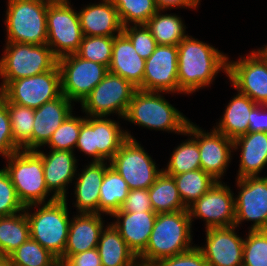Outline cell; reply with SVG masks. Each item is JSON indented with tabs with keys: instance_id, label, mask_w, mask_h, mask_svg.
<instances>
[{
	"instance_id": "6da1fadb",
	"label": "cell",
	"mask_w": 267,
	"mask_h": 266,
	"mask_svg": "<svg viewBox=\"0 0 267 266\" xmlns=\"http://www.w3.org/2000/svg\"><path fill=\"white\" fill-rule=\"evenodd\" d=\"M178 83L184 94L211 86L220 71L227 76L228 56L215 46L187 35L178 45Z\"/></svg>"
},
{
	"instance_id": "7a4b0ae2",
	"label": "cell",
	"mask_w": 267,
	"mask_h": 266,
	"mask_svg": "<svg viewBox=\"0 0 267 266\" xmlns=\"http://www.w3.org/2000/svg\"><path fill=\"white\" fill-rule=\"evenodd\" d=\"M191 218L188 210L158 213L145 251L138 257L139 266H153L159 260L192 249Z\"/></svg>"
},
{
	"instance_id": "3957f363",
	"label": "cell",
	"mask_w": 267,
	"mask_h": 266,
	"mask_svg": "<svg viewBox=\"0 0 267 266\" xmlns=\"http://www.w3.org/2000/svg\"><path fill=\"white\" fill-rule=\"evenodd\" d=\"M67 201V198L56 199L24 208L30 226V238L58 259L64 254L71 221Z\"/></svg>"
},
{
	"instance_id": "277c9868",
	"label": "cell",
	"mask_w": 267,
	"mask_h": 266,
	"mask_svg": "<svg viewBox=\"0 0 267 266\" xmlns=\"http://www.w3.org/2000/svg\"><path fill=\"white\" fill-rule=\"evenodd\" d=\"M165 92H148L137 89L130 101L124 119L132 124L156 131L184 135L190 122L183 113L163 97Z\"/></svg>"
},
{
	"instance_id": "5b68a950",
	"label": "cell",
	"mask_w": 267,
	"mask_h": 266,
	"mask_svg": "<svg viewBox=\"0 0 267 266\" xmlns=\"http://www.w3.org/2000/svg\"><path fill=\"white\" fill-rule=\"evenodd\" d=\"M5 160L7 164L4 169L24 207L56 200L47 189L42 158L34 150L20 149ZM48 195H51L49 199Z\"/></svg>"
},
{
	"instance_id": "8992f818",
	"label": "cell",
	"mask_w": 267,
	"mask_h": 266,
	"mask_svg": "<svg viewBox=\"0 0 267 266\" xmlns=\"http://www.w3.org/2000/svg\"><path fill=\"white\" fill-rule=\"evenodd\" d=\"M52 0H7V42L46 44L47 9Z\"/></svg>"
},
{
	"instance_id": "52a82bcc",
	"label": "cell",
	"mask_w": 267,
	"mask_h": 266,
	"mask_svg": "<svg viewBox=\"0 0 267 266\" xmlns=\"http://www.w3.org/2000/svg\"><path fill=\"white\" fill-rule=\"evenodd\" d=\"M0 58V91L13 80L52 70L58 62L47 44L6 42Z\"/></svg>"
},
{
	"instance_id": "ba28073f",
	"label": "cell",
	"mask_w": 267,
	"mask_h": 266,
	"mask_svg": "<svg viewBox=\"0 0 267 266\" xmlns=\"http://www.w3.org/2000/svg\"><path fill=\"white\" fill-rule=\"evenodd\" d=\"M119 125L108 117L85 115L75 149L93 157L91 162H109L128 138L135 139Z\"/></svg>"
},
{
	"instance_id": "9c48e42d",
	"label": "cell",
	"mask_w": 267,
	"mask_h": 266,
	"mask_svg": "<svg viewBox=\"0 0 267 266\" xmlns=\"http://www.w3.org/2000/svg\"><path fill=\"white\" fill-rule=\"evenodd\" d=\"M46 22V44L57 58L79 50L83 33L78 12L69 0H52L48 4Z\"/></svg>"
},
{
	"instance_id": "30bf717a",
	"label": "cell",
	"mask_w": 267,
	"mask_h": 266,
	"mask_svg": "<svg viewBox=\"0 0 267 266\" xmlns=\"http://www.w3.org/2000/svg\"><path fill=\"white\" fill-rule=\"evenodd\" d=\"M137 90L121 76L107 72L91 93L80 103L86 116L118 114L124 119L134 92Z\"/></svg>"
},
{
	"instance_id": "8fae6325",
	"label": "cell",
	"mask_w": 267,
	"mask_h": 266,
	"mask_svg": "<svg viewBox=\"0 0 267 266\" xmlns=\"http://www.w3.org/2000/svg\"><path fill=\"white\" fill-rule=\"evenodd\" d=\"M0 95L7 103L37 109L62 95L58 65L44 73L10 81Z\"/></svg>"
},
{
	"instance_id": "7c38bea8",
	"label": "cell",
	"mask_w": 267,
	"mask_h": 266,
	"mask_svg": "<svg viewBox=\"0 0 267 266\" xmlns=\"http://www.w3.org/2000/svg\"><path fill=\"white\" fill-rule=\"evenodd\" d=\"M254 50L237 61H229L228 58L227 77L237 92L248 96L256 104L267 105L266 47Z\"/></svg>"
},
{
	"instance_id": "4fadbf2b",
	"label": "cell",
	"mask_w": 267,
	"mask_h": 266,
	"mask_svg": "<svg viewBox=\"0 0 267 266\" xmlns=\"http://www.w3.org/2000/svg\"><path fill=\"white\" fill-rule=\"evenodd\" d=\"M57 65L62 94L73 103H81L108 72L106 66L85 60L76 53L58 58Z\"/></svg>"
},
{
	"instance_id": "5bb4252c",
	"label": "cell",
	"mask_w": 267,
	"mask_h": 266,
	"mask_svg": "<svg viewBox=\"0 0 267 266\" xmlns=\"http://www.w3.org/2000/svg\"><path fill=\"white\" fill-rule=\"evenodd\" d=\"M126 181L130 190L149 189L163 171L136 139H127L109 161Z\"/></svg>"
},
{
	"instance_id": "9a60e30c",
	"label": "cell",
	"mask_w": 267,
	"mask_h": 266,
	"mask_svg": "<svg viewBox=\"0 0 267 266\" xmlns=\"http://www.w3.org/2000/svg\"><path fill=\"white\" fill-rule=\"evenodd\" d=\"M238 195L235 202V226L252 221L249 230H267V176L236 179Z\"/></svg>"
},
{
	"instance_id": "2e32d148",
	"label": "cell",
	"mask_w": 267,
	"mask_h": 266,
	"mask_svg": "<svg viewBox=\"0 0 267 266\" xmlns=\"http://www.w3.org/2000/svg\"><path fill=\"white\" fill-rule=\"evenodd\" d=\"M223 181H217L204 195L188 207L191 218L203 219L205 230L235 225L234 193Z\"/></svg>"
},
{
	"instance_id": "e0dca14e",
	"label": "cell",
	"mask_w": 267,
	"mask_h": 266,
	"mask_svg": "<svg viewBox=\"0 0 267 266\" xmlns=\"http://www.w3.org/2000/svg\"><path fill=\"white\" fill-rule=\"evenodd\" d=\"M186 130L195 138L200 151L201 169L215 180L222 181L233 154V140L214 128L210 132L189 122ZM220 179V180H219Z\"/></svg>"
},
{
	"instance_id": "ac0fdd59",
	"label": "cell",
	"mask_w": 267,
	"mask_h": 266,
	"mask_svg": "<svg viewBox=\"0 0 267 266\" xmlns=\"http://www.w3.org/2000/svg\"><path fill=\"white\" fill-rule=\"evenodd\" d=\"M178 46L157 45L145 60L143 91L180 93L178 83Z\"/></svg>"
},
{
	"instance_id": "d6986e66",
	"label": "cell",
	"mask_w": 267,
	"mask_h": 266,
	"mask_svg": "<svg viewBox=\"0 0 267 266\" xmlns=\"http://www.w3.org/2000/svg\"><path fill=\"white\" fill-rule=\"evenodd\" d=\"M236 226L209 228L205 230L206 244L198 246L208 266H242L244 238Z\"/></svg>"
},
{
	"instance_id": "ffe728a7",
	"label": "cell",
	"mask_w": 267,
	"mask_h": 266,
	"mask_svg": "<svg viewBox=\"0 0 267 266\" xmlns=\"http://www.w3.org/2000/svg\"><path fill=\"white\" fill-rule=\"evenodd\" d=\"M34 151L42 158L47 189L56 199H65L68 184L72 183L78 171V159L74 152L52 149L48 153L40 149Z\"/></svg>"
},
{
	"instance_id": "44dd1931",
	"label": "cell",
	"mask_w": 267,
	"mask_h": 266,
	"mask_svg": "<svg viewBox=\"0 0 267 266\" xmlns=\"http://www.w3.org/2000/svg\"><path fill=\"white\" fill-rule=\"evenodd\" d=\"M72 106H74L72 101L62 94L34 109L31 150H37L48 143L53 132L72 113Z\"/></svg>"
},
{
	"instance_id": "7402d4cb",
	"label": "cell",
	"mask_w": 267,
	"mask_h": 266,
	"mask_svg": "<svg viewBox=\"0 0 267 266\" xmlns=\"http://www.w3.org/2000/svg\"><path fill=\"white\" fill-rule=\"evenodd\" d=\"M73 216L64 254L58 260H67L74 254L97 248L101 231L105 227L102 214L78 213Z\"/></svg>"
},
{
	"instance_id": "603a6c76",
	"label": "cell",
	"mask_w": 267,
	"mask_h": 266,
	"mask_svg": "<svg viewBox=\"0 0 267 266\" xmlns=\"http://www.w3.org/2000/svg\"><path fill=\"white\" fill-rule=\"evenodd\" d=\"M77 12L83 36L114 37L123 32L118 11L111 0L89 3Z\"/></svg>"
},
{
	"instance_id": "cb8c5ba5",
	"label": "cell",
	"mask_w": 267,
	"mask_h": 266,
	"mask_svg": "<svg viewBox=\"0 0 267 266\" xmlns=\"http://www.w3.org/2000/svg\"><path fill=\"white\" fill-rule=\"evenodd\" d=\"M156 216L154 211L114 212L111 215L116 218V221L111 223L137 258L146 249Z\"/></svg>"
},
{
	"instance_id": "d4e9b609",
	"label": "cell",
	"mask_w": 267,
	"mask_h": 266,
	"mask_svg": "<svg viewBox=\"0 0 267 266\" xmlns=\"http://www.w3.org/2000/svg\"><path fill=\"white\" fill-rule=\"evenodd\" d=\"M108 163V164H107ZM109 162H90L84 169L76 174L74 180V195L76 213H96L99 214L100 187L103 182ZM86 167V168H85Z\"/></svg>"
},
{
	"instance_id": "484cf974",
	"label": "cell",
	"mask_w": 267,
	"mask_h": 266,
	"mask_svg": "<svg viewBox=\"0 0 267 266\" xmlns=\"http://www.w3.org/2000/svg\"><path fill=\"white\" fill-rule=\"evenodd\" d=\"M144 70L145 60L136 52L130 39L123 32L114 36L108 71L121 76L143 91Z\"/></svg>"
},
{
	"instance_id": "4316f807",
	"label": "cell",
	"mask_w": 267,
	"mask_h": 266,
	"mask_svg": "<svg viewBox=\"0 0 267 266\" xmlns=\"http://www.w3.org/2000/svg\"><path fill=\"white\" fill-rule=\"evenodd\" d=\"M233 149L241 151L235 179L259 176L267 165V132H248L233 140Z\"/></svg>"
},
{
	"instance_id": "83f0119b",
	"label": "cell",
	"mask_w": 267,
	"mask_h": 266,
	"mask_svg": "<svg viewBox=\"0 0 267 266\" xmlns=\"http://www.w3.org/2000/svg\"><path fill=\"white\" fill-rule=\"evenodd\" d=\"M256 105L248 96L238 92L225 106L223 116L213 128L232 140L247 134L249 115Z\"/></svg>"
},
{
	"instance_id": "f1b7e54d",
	"label": "cell",
	"mask_w": 267,
	"mask_h": 266,
	"mask_svg": "<svg viewBox=\"0 0 267 266\" xmlns=\"http://www.w3.org/2000/svg\"><path fill=\"white\" fill-rule=\"evenodd\" d=\"M97 250L102 266H139L138 258L111 222L102 229Z\"/></svg>"
},
{
	"instance_id": "f546056e",
	"label": "cell",
	"mask_w": 267,
	"mask_h": 266,
	"mask_svg": "<svg viewBox=\"0 0 267 266\" xmlns=\"http://www.w3.org/2000/svg\"><path fill=\"white\" fill-rule=\"evenodd\" d=\"M152 209L155 213H173L188 210L178 193L173 176L162 171L148 189Z\"/></svg>"
},
{
	"instance_id": "4dcf8cb0",
	"label": "cell",
	"mask_w": 267,
	"mask_h": 266,
	"mask_svg": "<svg viewBox=\"0 0 267 266\" xmlns=\"http://www.w3.org/2000/svg\"><path fill=\"white\" fill-rule=\"evenodd\" d=\"M129 191L126 181L109 165L100 187L99 214L111 216L114 212L120 210Z\"/></svg>"
},
{
	"instance_id": "1f68e13d",
	"label": "cell",
	"mask_w": 267,
	"mask_h": 266,
	"mask_svg": "<svg viewBox=\"0 0 267 266\" xmlns=\"http://www.w3.org/2000/svg\"><path fill=\"white\" fill-rule=\"evenodd\" d=\"M30 238L25 211L0 217V256H9Z\"/></svg>"
},
{
	"instance_id": "d6a6232c",
	"label": "cell",
	"mask_w": 267,
	"mask_h": 266,
	"mask_svg": "<svg viewBox=\"0 0 267 266\" xmlns=\"http://www.w3.org/2000/svg\"><path fill=\"white\" fill-rule=\"evenodd\" d=\"M158 10L146 23L158 45L177 46L188 34L182 18L176 14H162Z\"/></svg>"
},
{
	"instance_id": "836d02e7",
	"label": "cell",
	"mask_w": 267,
	"mask_h": 266,
	"mask_svg": "<svg viewBox=\"0 0 267 266\" xmlns=\"http://www.w3.org/2000/svg\"><path fill=\"white\" fill-rule=\"evenodd\" d=\"M170 176H173L180 198L187 208L217 182V180L201 168Z\"/></svg>"
},
{
	"instance_id": "e575fe53",
	"label": "cell",
	"mask_w": 267,
	"mask_h": 266,
	"mask_svg": "<svg viewBox=\"0 0 267 266\" xmlns=\"http://www.w3.org/2000/svg\"><path fill=\"white\" fill-rule=\"evenodd\" d=\"M184 135H188L187 140L174 148L166 168H162L168 175H178L201 168L200 151L195 138L186 130Z\"/></svg>"
},
{
	"instance_id": "d590c367",
	"label": "cell",
	"mask_w": 267,
	"mask_h": 266,
	"mask_svg": "<svg viewBox=\"0 0 267 266\" xmlns=\"http://www.w3.org/2000/svg\"><path fill=\"white\" fill-rule=\"evenodd\" d=\"M14 144L22 150H31L34 109L7 103Z\"/></svg>"
},
{
	"instance_id": "8d00e7d4",
	"label": "cell",
	"mask_w": 267,
	"mask_h": 266,
	"mask_svg": "<svg viewBox=\"0 0 267 266\" xmlns=\"http://www.w3.org/2000/svg\"><path fill=\"white\" fill-rule=\"evenodd\" d=\"M14 266H56L58 258L29 238L8 256Z\"/></svg>"
},
{
	"instance_id": "74e56055",
	"label": "cell",
	"mask_w": 267,
	"mask_h": 266,
	"mask_svg": "<svg viewBox=\"0 0 267 266\" xmlns=\"http://www.w3.org/2000/svg\"><path fill=\"white\" fill-rule=\"evenodd\" d=\"M123 27L146 24L159 10L154 0H111Z\"/></svg>"
},
{
	"instance_id": "f35d334b",
	"label": "cell",
	"mask_w": 267,
	"mask_h": 266,
	"mask_svg": "<svg viewBox=\"0 0 267 266\" xmlns=\"http://www.w3.org/2000/svg\"><path fill=\"white\" fill-rule=\"evenodd\" d=\"M113 37L83 36L76 54L88 61L100 63L109 68L112 60Z\"/></svg>"
},
{
	"instance_id": "ab89813d",
	"label": "cell",
	"mask_w": 267,
	"mask_h": 266,
	"mask_svg": "<svg viewBox=\"0 0 267 266\" xmlns=\"http://www.w3.org/2000/svg\"><path fill=\"white\" fill-rule=\"evenodd\" d=\"M85 116H75L71 113L63 123L53 132L51 139L45 146L52 150H65L74 152L81 124Z\"/></svg>"
},
{
	"instance_id": "60d3db41",
	"label": "cell",
	"mask_w": 267,
	"mask_h": 266,
	"mask_svg": "<svg viewBox=\"0 0 267 266\" xmlns=\"http://www.w3.org/2000/svg\"><path fill=\"white\" fill-rule=\"evenodd\" d=\"M242 266H267V230H249L243 245Z\"/></svg>"
},
{
	"instance_id": "b9f144b4",
	"label": "cell",
	"mask_w": 267,
	"mask_h": 266,
	"mask_svg": "<svg viewBox=\"0 0 267 266\" xmlns=\"http://www.w3.org/2000/svg\"><path fill=\"white\" fill-rule=\"evenodd\" d=\"M123 33L130 39L134 49L144 60L151 56L158 45L146 24L125 26Z\"/></svg>"
},
{
	"instance_id": "7bdbcfd3",
	"label": "cell",
	"mask_w": 267,
	"mask_h": 266,
	"mask_svg": "<svg viewBox=\"0 0 267 266\" xmlns=\"http://www.w3.org/2000/svg\"><path fill=\"white\" fill-rule=\"evenodd\" d=\"M8 172L0 169V217L19 213L24 210Z\"/></svg>"
},
{
	"instance_id": "ee69618b",
	"label": "cell",
	"mask_w": 267,
	"mask_h": 266,
	"mask_svg": "<svg viewBox=\"0 0 267 266\" xmlns=\"http://www.w3.org/2000/svg\"><path fill=\"white\" fill-rule=\"evenodd\" d=\"M18 150L13 141L7 102L0 95V155L6 159Z\"/></svg>"
},
{
	"instance_id": "f6af8a7d",
	"label": "cell",
	"mask_w": 267,
	"mask_h": 266,
	"mask_svg": "<svg viewBox=\"0 0 267 266\" xmlns=\"http://www.w3.org/2000/svg\"><path fill=\"white\" fill-rule=\"evenodd\" d=\"M153 266H208V264L201 250L195 245L186 252L161 259Z\"/></svg>"
},
{
	"instance_id": "bcb514c9",
	"label": "cell",
	"mask_w": 267,
	"mask_h": 266,
	"mask_svg": "<svg viewBox=\"0 0 267 266\" xmlns=\"http://www.w3.org/2000/svg\"><path fill=\"white\" fill-rule=\"evenodd\" d=\"M153 211L148 189H132L129 191L121 209L116 212H145Z\"/></svg>"
},
{
	"instance_id": "7dc6e473",
	"label": "cell",
	"mask_w": 267,
	"mask_h": 266,
	"mask_svg": "<svg viewBox=\"0 0 267 266\" xmlns=\"http://www.w3.org/2000/svg\"><path fill=\"white\" fill-rule=\"evenodd\" d=\"M65 261L70 266H102L97 248L74 254Z\"/></svg>"
},
{
	"instance_id": "c3c4849f",
	"label": "cell",
	"mask_w": 267,
	"mask_h": 266,
	"mask_svg": "<svg viewBox=\"0 0 267 266\" xmlns=\"http://www.w3.org/2000/svg\"><path fill=\"white\" fill-rule=\"evenodd\" d=\"M267 132V105L257 104L249 115L248 132Z\"/></svg>"
},
{
	"instance_id": "681fc988",
	"label": "cell",
	"mask_w": 267,
	"mask_h": 266,
	"mask_svg": "<svg viewBox=\"0 0 267 266\" xmlns=\"http://www.w3.org/2000/svg\"><path fill=\"white\" fill-rule=\"evenodd\" d=\"M159 10L168 11L173 8H189L196 9L200 5L201 0H154Z\"/></svg>"
},
{
	"instance_id": "f907efd6",
	"label": "cell",
	"mask_w": 267,
	"mask_h": 266,
	"mask_svg": "<svg viewBox=\"0 0 267 266\" xmlns=\"http://www.w3.org/2000/svg\"><path fill=\"white\" fill-rule=\"evenodd\" d=\"M0 266H14V265L9 257L0 256Z\"/></svg>"
},
{
	"instance_id": "816d5d0a",
	"label": "cell",
	"mask_w": 267,
	"mask_h": 266,
	"mask_svg": "<svg viewBox=\"0 0 267 266\" xmlns=\"http://www.w3.org/2000/svg\"><path fill=\"white\" fill-rule=\"evenodd\" d=\"M58 266H70L65 260H58Z\"/></svg>"
},
{
	"instance_id": "f5cc1de1",
	"label": "cell",
	"mask_w": 267,
	"mask_h": 266,
	"mask_svg": "<svg viewBox=\"0 0 267 266\" xmlns=\"http://www.w3.org/2000/svg\"><path fill=\"white\" fill-rule=\"evenodd\" d=\"M266 64H267V48H266Z\"/></svg>"
}]
</instances>
